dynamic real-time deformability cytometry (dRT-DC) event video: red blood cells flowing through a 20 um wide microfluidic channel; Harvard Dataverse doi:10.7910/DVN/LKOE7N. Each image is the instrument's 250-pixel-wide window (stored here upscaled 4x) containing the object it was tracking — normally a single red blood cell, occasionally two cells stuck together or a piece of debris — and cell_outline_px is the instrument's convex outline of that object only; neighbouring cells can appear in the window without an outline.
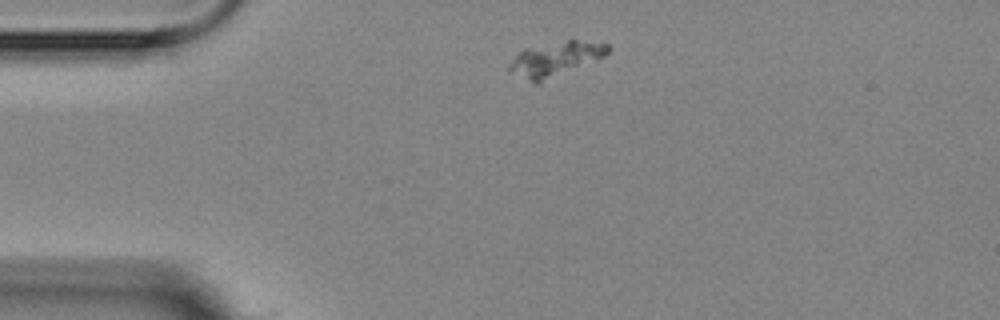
{"species": "Egyptian fruit bat (a non-hibernating species)", "species_latin": "Rousettus aegyptiacus", "temperature_condition": "room temperature", "stored_images_in_passage": 14, "camera_frame_rate_fps": 3000, "um_per_image_px": 0.085, "animal": {"sex": "female"}, "frame": {"image": 1, "passage_image": 1, "time_ms": 0.0, "image_size_px": [1000, 320], "cell_outline_px": [[612, 48], [604, 56], [540, 84], [536, 84], [508, 72], [508, 64], [524, 48], [568, 40], [576, 40], [608, 44]], "centroid_in_image_um": [47.17, 5.04], "position_along_channel_um": 37.8, "area_um2": 19.77}}
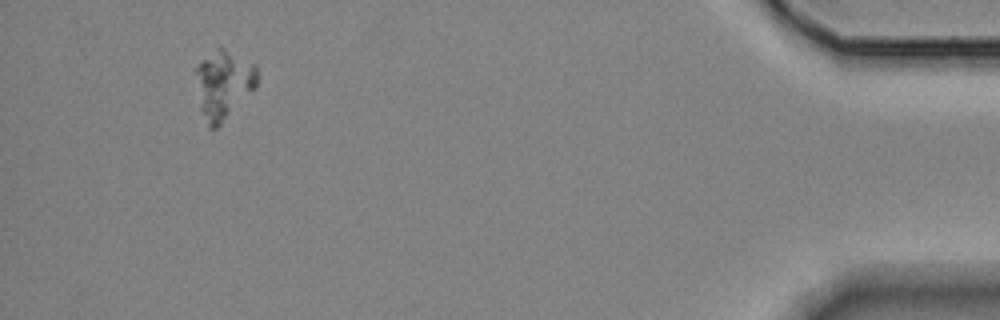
{"frame": {"image": 2, "passage_image": 13, "time_ms": 14.0, "image_size_px": [1000, 320], "cell_outline_px": [[256, 88], [216, 128], [208, 128], [200, 108], [196, 72], [196, 68], [204, 60], [220, 48], [224, 48], [256, 64]], "centroid_in_image_um": [19.03, 7.21], "position_along_channel_um": 416.2, "area_um2": 23.76}}